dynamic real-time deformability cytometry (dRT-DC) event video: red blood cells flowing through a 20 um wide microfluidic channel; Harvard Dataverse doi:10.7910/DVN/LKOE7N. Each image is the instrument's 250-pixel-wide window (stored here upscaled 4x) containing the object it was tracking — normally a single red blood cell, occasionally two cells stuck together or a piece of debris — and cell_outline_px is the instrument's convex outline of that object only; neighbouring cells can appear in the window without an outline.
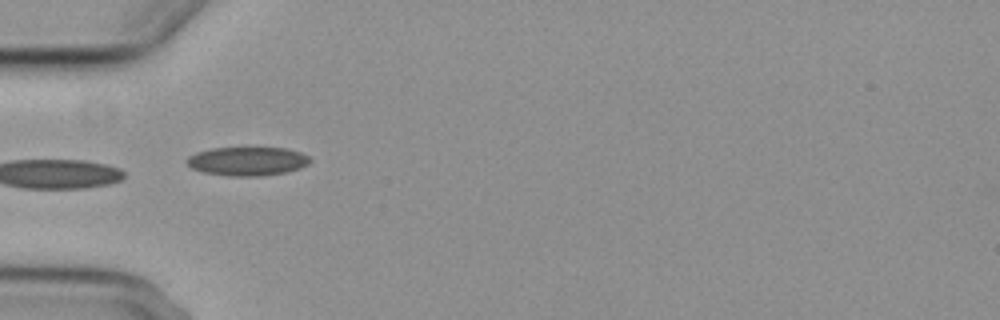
{"species": "common noctule bat (a hibernating species)", "species_latin": "Nyctalus noctula", "temperature_condition": "cold", "stored_images_in_passage": 7, "camera_frame_rate_fps": 3000, "um_per_image_px": 0.085, "animal": {"sex": "female", "body_mass_g": 29.2, "forearm_length_mm": 56.3}, "frame": {"image": 1, "passage_image": 4, "time_ms": 3.333, "image_size_px": [1000, 320], "cell_outline_px": [[312, 160], [308, 164], [300, 168], [284, 172], [260, 176], [228, 176], [204, 172], [192, 168], [188, 164], [188, 156], [196, 152], [212, 148], [288, 148], [300, 152], [308, 156]], "centroid_in_image_um": [21.05, 13.7], "position_along_channel_um": 64.0, "area_um2": 20.52}}
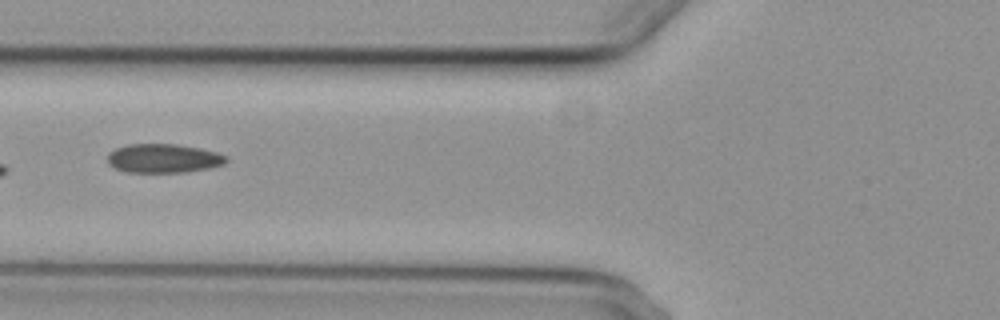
{"frame": {"image": 2, "passage_image": 5, "time_ms": 4.667, "image_size_px": [1000, 320], "cell_outline_px": [[228, 160], [224, 164], [212, 168], [188, 172], [128, 172], [116, 168], [108, 164], [108, 152], [116, 148], [128, 144], [176, 144], [200, 148], [216, 152], [228, 156]], "centroid_in_image_um": [13.93, 13.46], "position_along_channel_um": 111.9, "area_um2": 20.17}}
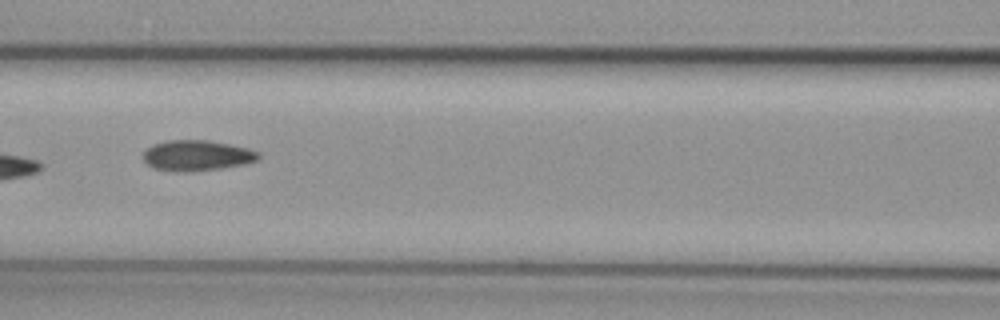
{"frame": {"image": 3, "passage_image": 6, "time_ms": 5.667, "image_size_px": [1000, 320], "cell_outline_px": [[260, 156], [256, 160], [244, 164], [220, 168], [156, 168], [148, 164], [144, 160], [144, 152], [152, 144], [168, 140], [208, 140], [248, 148], [260, 152]], "centroid_in_image_um": [16.79, 13.14], "position_along_channel_um": 149.8, "area_um2": 19.31}}